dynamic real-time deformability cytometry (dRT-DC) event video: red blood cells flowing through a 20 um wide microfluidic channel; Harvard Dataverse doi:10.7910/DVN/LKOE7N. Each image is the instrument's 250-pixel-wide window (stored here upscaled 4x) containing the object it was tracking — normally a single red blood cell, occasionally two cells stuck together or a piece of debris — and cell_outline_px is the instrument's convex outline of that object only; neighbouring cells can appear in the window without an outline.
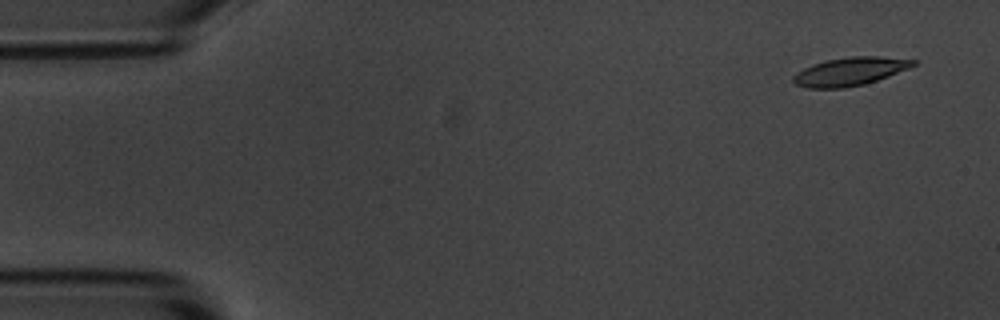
{"species": "common noctule bat (a hibernating species)", "species_latin": "Nyctalus noctula", "temperature_condition": "room temperature", "stored_images_in_passage": 9, "camera_frame_rate_fps": 3000, "um_per_image_px": 0.085, "animal": {"sex": "male", "body_mass_g": 20.1, "forearm_length_mm": 53.5}, "frame": {"image": 1, "passage_image": 1, "time_ms": 0.0, "image_size_px": [1000, 320], "cell_outline_px": [[916, 64], [908, 68], [888, 76], [864, 84], [844, 88], [808, 88], [796, 84], [792, 80], [792, 76], [796, 72], [812, 64], [828, 60], [852, 56], [880, 56], [916, 60]], "centroid_in_image_um": [72.22, 6.07], "position_along_channel_um": 12.8, "area_um2": 19.59}}
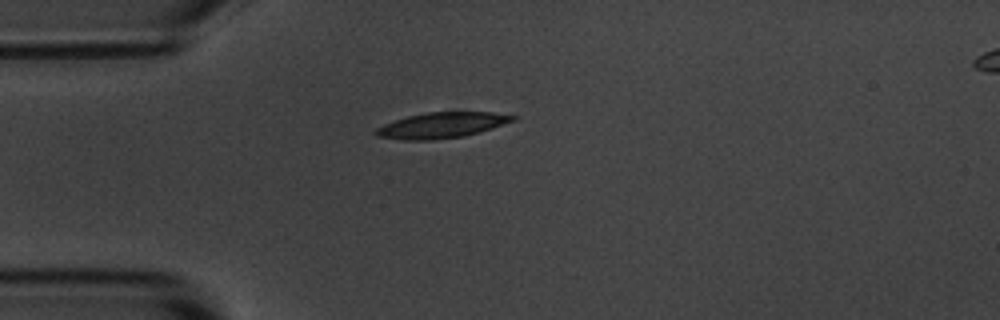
{"frame": {"image": 2, "passage_image": 4, "time_ms": 3.667, "image_size_px": [1000, 320], "cell_outline_px": [[520, 116], [516, 120], [480, 132], [464, 136], [432, 140], [404, 140], [376, 136], [372, 132], [376, 128], [384, 124], [408, 116], [428, 112], [492, 112]], "centroid_in_image_um": [37.56, 10.64], "position_along_channel_um": 47.4, "area_um2": 20.52}}
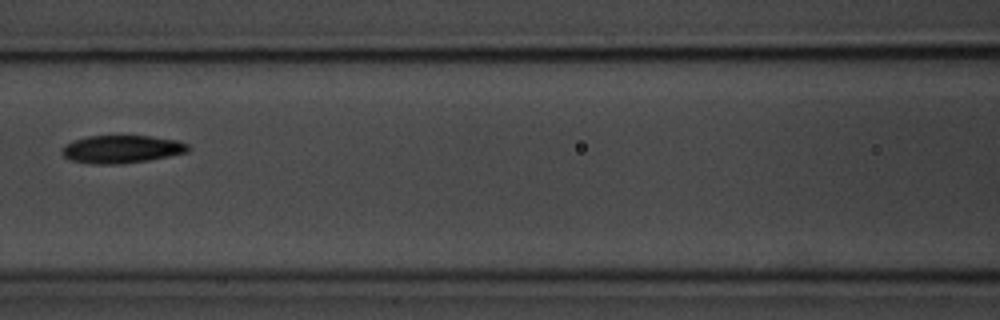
{"frame": {"image": 3, "passage_image": 7, "time_ms": 7.0, "image_size_px": [1000, 320], "cell_outline_px": [[192, 148], [188, 152], [148, 160], [120, 164], [92, 164], [68, 160], [60, 152], [64, 144], [72, 140], [88, 136], [152, 136], [176, 140], [188, 144]], "centroid_in_image_um": [10.31, 12.68], "position_along_channel_um": 156.3, "area_um2": 20.69}}